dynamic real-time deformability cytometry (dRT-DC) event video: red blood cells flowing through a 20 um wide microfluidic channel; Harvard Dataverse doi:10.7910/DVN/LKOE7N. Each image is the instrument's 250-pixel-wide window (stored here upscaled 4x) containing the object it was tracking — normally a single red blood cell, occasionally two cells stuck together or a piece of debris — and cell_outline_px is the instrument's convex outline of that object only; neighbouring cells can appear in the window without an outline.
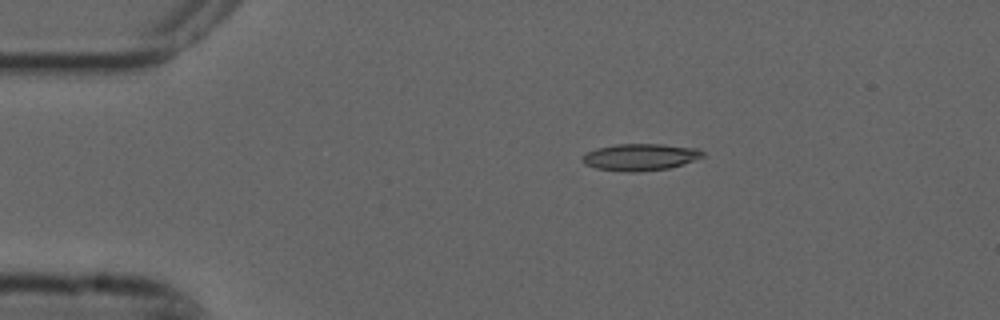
{"species": "common noctule bat (a hibernating species)", "species_latin": "Nyctalus noctula", "temperature_condition": "cold", "stored_images_in_passage": 3, "camera_frame_rate_fps": 3000, "um_per_image_px": 0.085, "animal": {"sex": "male", "forearm_length_mm": 52.5}, "frame": {"image": 1, "passage_image": 2, "time_ms": 0.333, "image_size_px": [1000, 320], "cell_outline_px": [[704, 156], [668, 168], [640, 172], [624, 172], [596, 168], [584, 164], [580, 160], [588, 152], [596, 148], [616, 144], [664, 144], [700, 148], [704, 152]], "centroid_in_image_um": [54.41, 13.34], "position_along_channel_um": 30.6, "area_um2": 18.84}}